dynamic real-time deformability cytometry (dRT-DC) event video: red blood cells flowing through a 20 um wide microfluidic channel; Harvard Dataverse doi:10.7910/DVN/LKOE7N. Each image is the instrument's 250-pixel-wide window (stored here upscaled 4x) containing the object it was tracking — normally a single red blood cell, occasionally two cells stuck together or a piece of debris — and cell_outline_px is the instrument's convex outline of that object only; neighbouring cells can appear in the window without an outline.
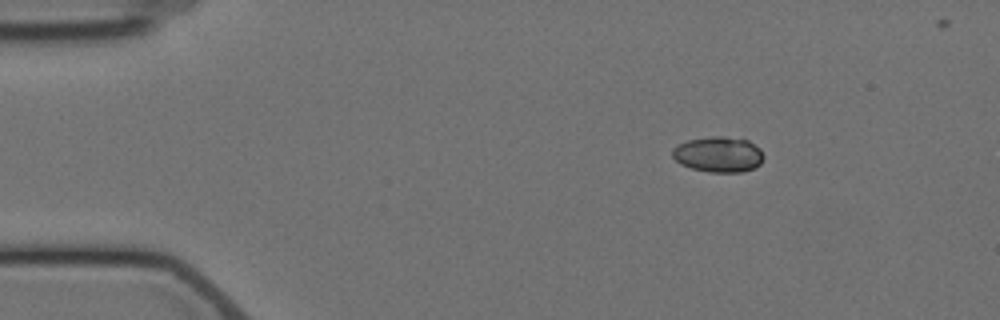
{"species": "Egyptian fruit bat (a non-hibernating species)", "species_latin": "Rousettus aegyptiacus", "temperature_condition": "cold", "stored_images_in_passage": 6, "camera_frame_rate_fps": 3000, "um_per_image_px": 0.085, "animal": {"sex": "female"}, "frame": {"image": 1, "passage_image": 1, "time_ms": 0.0, "image_size_px": [1000, 320], "cell_outline_px": [[764, 156], [760, 164], [752, 168], [740, 172], [708, 172], [692, 168], [680, 164], [672, 156], [672, 148], [676, 144], [688, 140], [712, 136], [724, 136], [748, 140], [760, 148]], "centroid_in_image_um": [61.04, 13.11], "position_along_channel_um": 24.0, "area_um2": 18.96}}
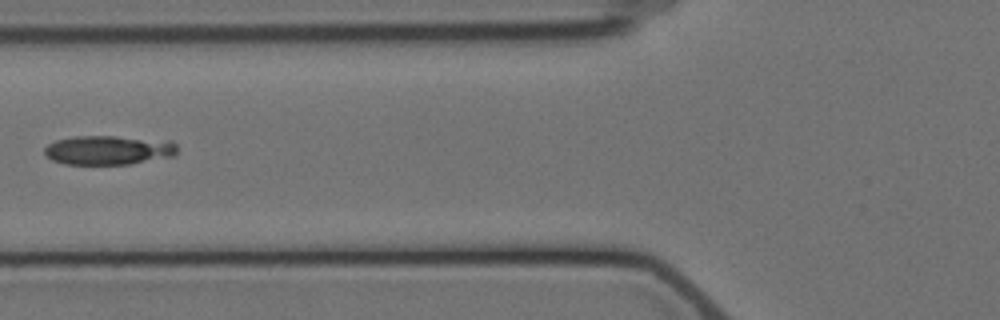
{"frame": {"image": 2, "passage_image": 5, "time_ms": 4.667, "image_size_px": [1000, 320], "cell_outline_px": [[176, 156], [128, 164], [64, 164], [52, 160], [44, 156], [44, 148], [48, 144], [56, 140], [76, 136], [116, 136], [172, 140], [176, 144]], "centroid_in_image_um": [9.23, 12.75], "position_along_channel_um": 116.6, "area_um2": 22.89}}
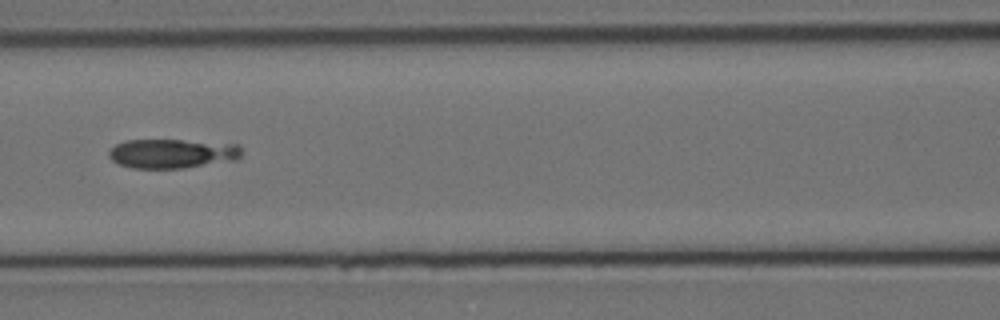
{"frame": {"image": 3, "passage_image": 6, "time_ms": 5.667, "image_size_px": [1000, 320], "cell_outline_px": [[240, 156], [236, 160], [184, 168], [132, 168], [120, 164], [112, 160], [108, 156], [108, 152], [116, 144], [124, 140], [180, 140], [240, 144]], "centroid_in_image_um": [14.63, 13.05], "position_along_channel_um": 152.0, "area_um2": 22.66}}